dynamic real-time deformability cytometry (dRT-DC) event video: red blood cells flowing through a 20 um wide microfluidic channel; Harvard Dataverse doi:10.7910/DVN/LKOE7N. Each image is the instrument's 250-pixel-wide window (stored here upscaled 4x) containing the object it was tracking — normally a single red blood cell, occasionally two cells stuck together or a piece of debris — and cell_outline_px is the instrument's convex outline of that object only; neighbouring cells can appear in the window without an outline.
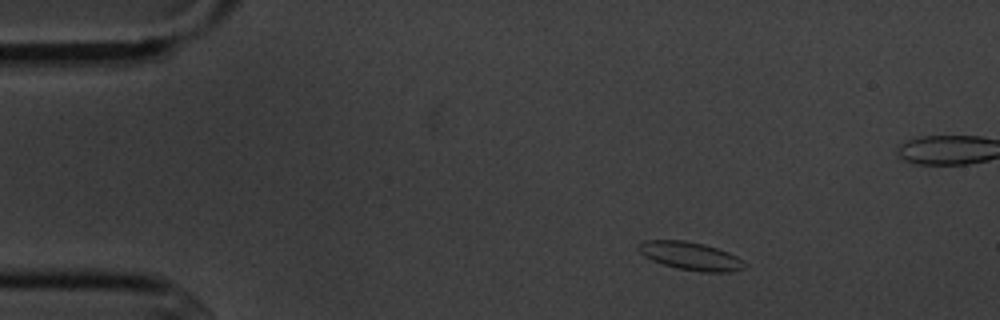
{"species": "common noctule bat (a hibernating species)", "species_latin": "Nyctalus noctula", "temperature_condition": "cold", "stored_images_in_passage": 4, "camera_frame_rate_fps": 3000, "um_per_image_px": 0.085, "animal": {"sex": "male", "body_mass_g": 20.1, "forearm_length_mm": 53.5}, "frame": {"image": 1, "passage_image": 1, "time_ms": 0.0, "image_size_px": [1000, 320], "cell_outline_px": [[748, 264], [744, 268], [732, 272], [704, 272], [676, 268], [652, 260], [644, 256], [636, 248], [644, 240], [684, 240], [704, 244], [728, 252], [744, 260]], "centroid_in_image_um": [58.72, 21.76], "position_along_channel_um": 26.3, "area_um2": 17.4}}